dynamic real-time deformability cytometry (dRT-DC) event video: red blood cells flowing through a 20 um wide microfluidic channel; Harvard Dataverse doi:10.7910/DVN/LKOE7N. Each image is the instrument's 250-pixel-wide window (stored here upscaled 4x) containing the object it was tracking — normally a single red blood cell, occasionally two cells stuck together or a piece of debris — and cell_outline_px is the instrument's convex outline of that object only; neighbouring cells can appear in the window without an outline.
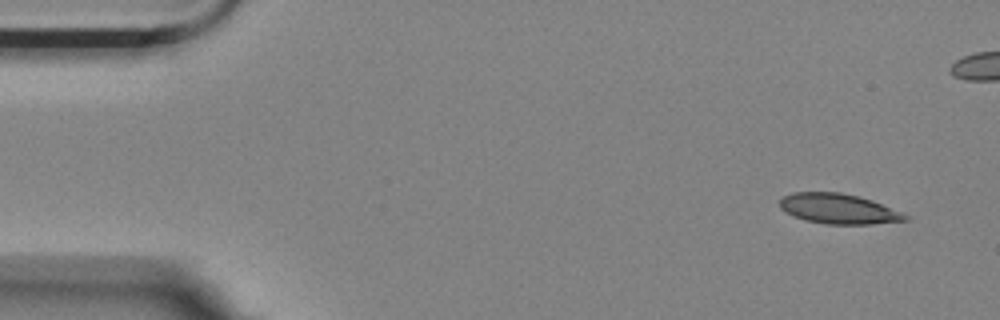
{"species": "Egyptian fruit bat (a non-hibernating species)", "species_latin": "Rousettus aegyptiacus", "temperature_condition": "room temperature", "stored_images_in_passage": 49, "camera_frame_rate_fps": 3000, "um_per_image_px": 0.085, "animal": {"sex": "female"}, "frame": {"image": 1, "passage_image": 3, "time_ms": 0.667, "image_size_px": [1000, 320], "cell_outline_px": [[912, 216], [908, 220], [872, 224], [824, 224], [804, 220], [784, 212], [780, 208], [780, 200], [784, 196], [792, 192], [840, 192], [872, 200]], "centroid_in_image_um": [71.28, 17.75], "position_along_channel_um": 13.7, "area_um2": 22.14}}
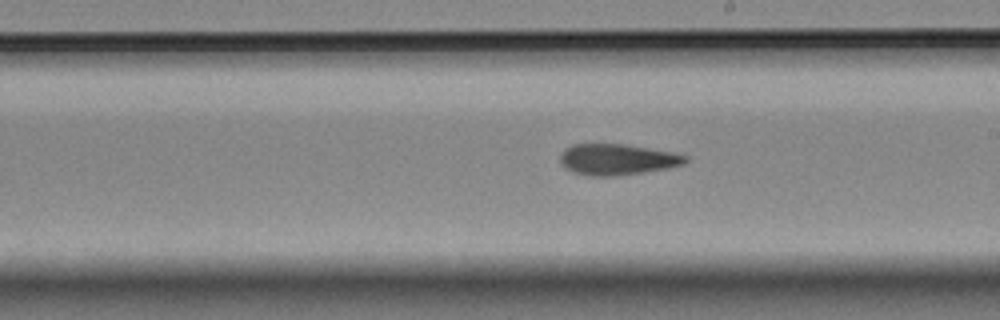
{"frame": {"image": 2, "passage_image": 31, "time_ms": 10.0, "image_size_px": [1000, 320], "cell_outline_px": [[688, 160], [684, 164], [668, 168], [644, 172], [616, 176], [588, 176], [572, 172], [564, 168], [560, 164], [560, 156], [564, 148], [572, 144], [624, 144], [668, 152], [688, 156]], "centroid_in_image_um": [52.4, 13.56], "position_along_channel_um": 236.6, "area_um2": 22.66}}
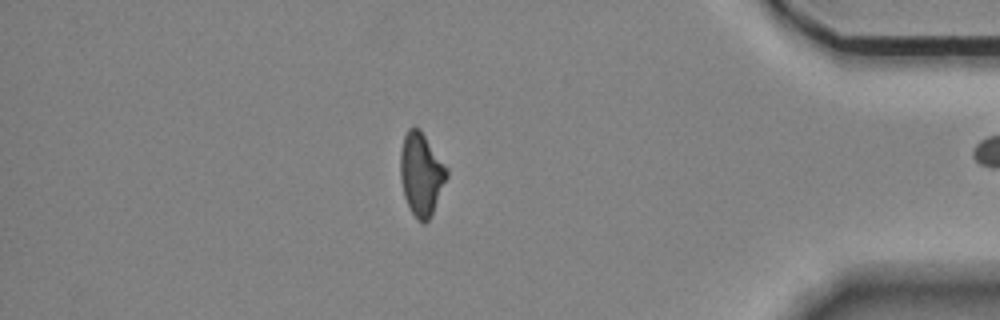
{"frame": {"image": 3, "passage_image": 48, "time_ms": 15.667, "image_size_px": [1000, 320], "cell_outline_px": [[448, 176], [432, 212], [428, 220], [424, 224], [412, 212], [404, 196], [400, 180], [400, 152], [404, 136], [408, 128], [420, 128], [448, 168]], "centroid_in_image_um": [35.8, 14.75], "position_along_channel_um": 399.4, "area_um2": 22.2}}